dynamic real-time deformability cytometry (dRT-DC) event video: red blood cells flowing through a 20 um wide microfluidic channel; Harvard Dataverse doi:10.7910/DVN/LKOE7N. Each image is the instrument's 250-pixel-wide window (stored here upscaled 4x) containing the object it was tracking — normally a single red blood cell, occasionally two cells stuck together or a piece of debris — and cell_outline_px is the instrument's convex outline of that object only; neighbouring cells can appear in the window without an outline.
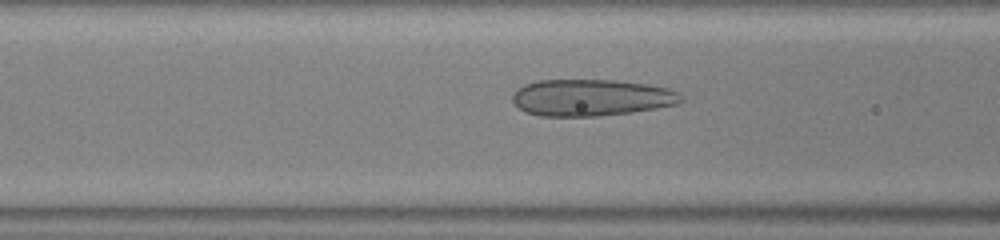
{"species": "human", "species_latin": "Homo sapiens", "temperature_condition": "warm", "stored_images_in_passage": 30, "camera_frame_rate_fps": 3000, "um_per_image_px": 0.085, "donor": {"sex": "male"}, "frame": {"image": 1, "passage_image": 8, "time_ms": 2.333, "image_size_px": [1000, 240], "cell_outline_px": [[684, 100], [676, 104], [656, 108], [632, 112], [600, 116], [540, 116], [524, 112], [512, 100], [512, 92], [524, 84], [536, 80], [612, 80], [648, 84], [668, 88], [676, 92]], "centroid_in_image_um": [50.21, 8.3], "position_along_channel_um": 116.4, "area_um2": 36.13}}
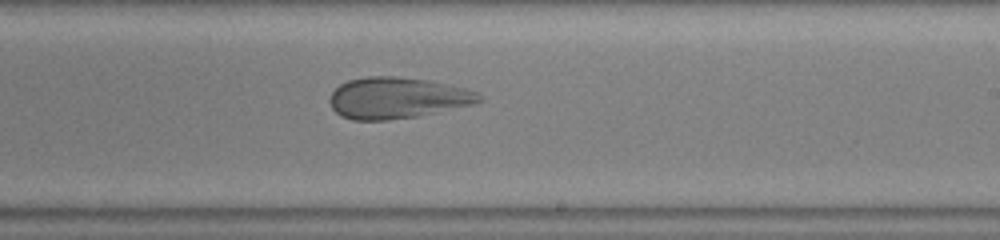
{"frame": {"image": 2, "passage_image": 17, "time_ms": 5.333, "image_size_px": [1000, 240], "cell_outline_px": [[484, 100], [476, 104], [416, 116], [388, 120], [352, 120], [340, 116], [332, 108], [328, 100], [332, 92], [340, 84], [348, 80], [368, 76], [396, 76], [428, 80], [464, 88], [480, 92], [484, 96]], "centroid_in_image_um": [33.78, 8.32], "position_along_channel_um": 255.2, "area_um2": 36.13}}
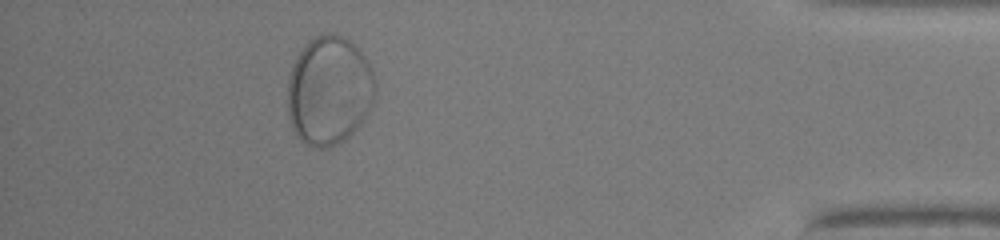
{"frame": {"image": 3, "passage_image": 30, "time_ms": 9.667, "image_size_px": [1000, 240], "cell_outline_px": [[376, 92], [372, 104], [368, 112], [360, 124], [348, 136], [336, 144], [328, 148], [320, 148], [308, 144], [300, 140], [296, 136], [292, 128], [288, 116], [288, 76], [292, 64], [296, 56], [308, 40], [312, 36], [324, 32], [332, 32], [348, 40], [364, 56], [372, 72], [376, 88]], "centroid_in_image_um": [27.94, 7.68], "position_along_channel_um": 407.3, "area_um2": 55.83}}